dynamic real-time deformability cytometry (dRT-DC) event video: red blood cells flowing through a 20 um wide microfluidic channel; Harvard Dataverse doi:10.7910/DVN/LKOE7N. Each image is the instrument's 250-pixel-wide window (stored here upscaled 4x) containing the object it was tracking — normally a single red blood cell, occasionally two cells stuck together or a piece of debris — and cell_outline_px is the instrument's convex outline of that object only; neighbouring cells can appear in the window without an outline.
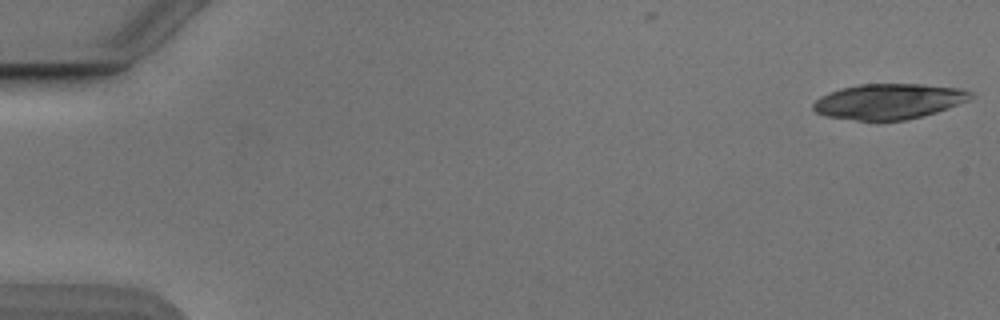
{"species": "Egyptian fruit bat (a non-hibernating species)", "species_latin": "Rousettus aegyptiacus", "temperature_condition": "cold", "stored_images_in_passage": 10, "camera_frame_rate_fps": 3000, "um_per_image_px": 0.085, "animal": {"sex": "male"}, "frame": {"image": 1, "passage_image": 1, "time_ms": 0.0, "image_size_px": [1000, 320], "cell_outline_px": [[972, 96], [968, 100], [948, 108], [924, 116], [904, 120], [856, 120], [828, 116], [816, 112], [812, 108], [812, 104], [820, 96], [840, 88], [860, 84], [920, 84], [960, 88], [972, 92]], "centroid_in_image_um": [75.54, 8.61], "position_along_channel_um": 9.5, "area_um2": 32.31}}